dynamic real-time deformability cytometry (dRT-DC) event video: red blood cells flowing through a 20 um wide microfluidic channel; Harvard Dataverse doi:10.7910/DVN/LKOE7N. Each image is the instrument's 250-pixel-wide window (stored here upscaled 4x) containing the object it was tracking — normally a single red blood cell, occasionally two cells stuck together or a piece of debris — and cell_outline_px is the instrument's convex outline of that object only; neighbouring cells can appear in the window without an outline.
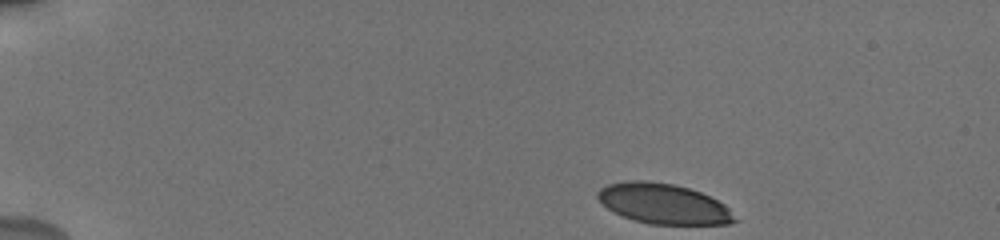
{"species": "human", "species_latin": "Homo sapiens", "temperature_condition": "cold", "stored_images_in_passage": 46, "camera_frame_rate_fps": 3000, "um_per_image_px": 0.085, "donor": {"sex": "male"}, "frame": {"image": 1, "passage_image": 1, "time_ms": 0.0, "image_size_px": [1000, 240], "cell_outline_px": [[740, 220], [728, 224], [648, 224], [632, 220], [608, 208], [596, 196], [596, 192], [600, 188], [608, 184], [628, 180], [644, 180], [672, 184], [688, 188], [700, 192], [724, 204]], "centroid_in_image_um": [56.4, 17.32], "position_along_channel_um": 28.6, "area_um2": 32.02}}
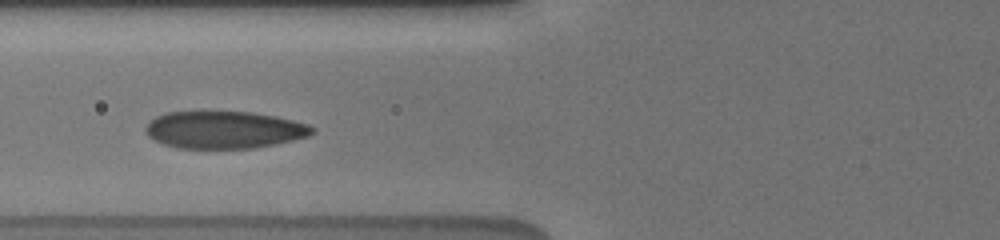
{"frame": {"image": 2, "passage_image": 15, "time_ms": 4.667, "image_size_px": [1000, 240], "cell_outline_px": [[316, 132], [308, 136], [276, 144], [252, 148], [176, 148], [164, 144], [148, 136], [144, 132], [144, 128], [156, 116], [168, 112], [252, 112], [276, 116], [308, 124], [316, 128]], "centroid_in_image_um": [19.08, 11.04], "position_along_channel_um": 106.7, "area_um2": 36.18}}
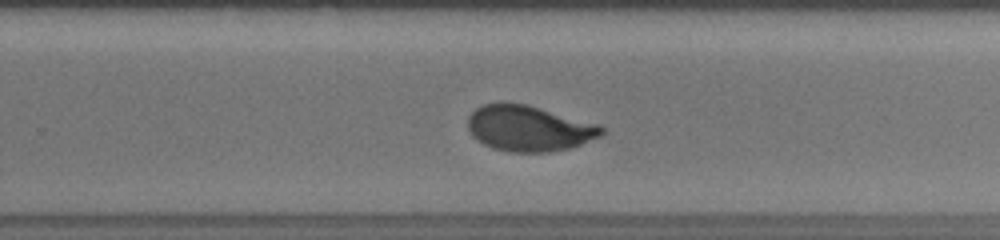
{"frame": {"image": 3, "passage_image": 29, "time_ms": 9.333, "image_size_px": [1000, 240], "cell_outline_px": [[604, 132], [600, 136], [580, 144], [568, 148], [548, 152], [512, 152], [492, 148], [476, 140], [472, 136], [468, 128], [468, 116], [476, 108], [484, 104], [500, 100], [528, 104], [600, 124], [604, 128]], "centroid_in_image_um": [44.93, 10.88], "position_along_channel_um": 284.9, "area_um2": 36.13}, "authors_computed_cell_mechanics": {"area_um2": 35.258, "velocity_mm_per_s": 3.8203, "shape_relaxation_time_tau1_ms": 2.6864, "shape_relaxation_time_tau2_ms": null, "deformation_change_tau1": 0.144, "deformation_change_tau2": null}}